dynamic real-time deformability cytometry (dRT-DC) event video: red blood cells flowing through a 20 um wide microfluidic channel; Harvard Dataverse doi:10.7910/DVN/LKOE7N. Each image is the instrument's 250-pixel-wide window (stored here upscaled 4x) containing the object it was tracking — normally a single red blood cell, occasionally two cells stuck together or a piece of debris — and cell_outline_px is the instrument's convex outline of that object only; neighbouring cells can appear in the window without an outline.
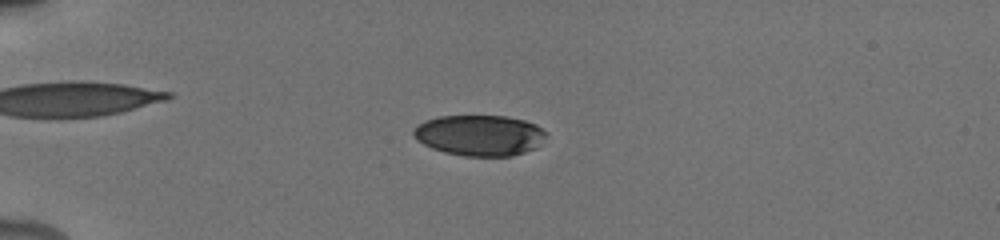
{"species": "human", "species_latin": "Homo sapiens", "temperature_condition": "cold", "stored_images_in_passage": 58, "camera_frame_rate_fps": 3000, "um_per_image_px": 0.085, "donor": {"sex": "male"}, "frame": {"image": 1, "passage_image": 18, "time_ms": 5.0, "image_size_px": [1000, 240], "cell_outline_px": [[544, 136], [536, 148], [512, 156], [464, 156], [444, 152], [432, 148], [416, 140], [412, 136], [412, 128], [416, 124], [424, 120], [440, 116], [508, 116], [524, 120], [536, 124], [544, 132]], "centroid_in_image_um": [40.69, 11.5], "position_along_channel_um": 44.3, "area_um2": 31.62}}
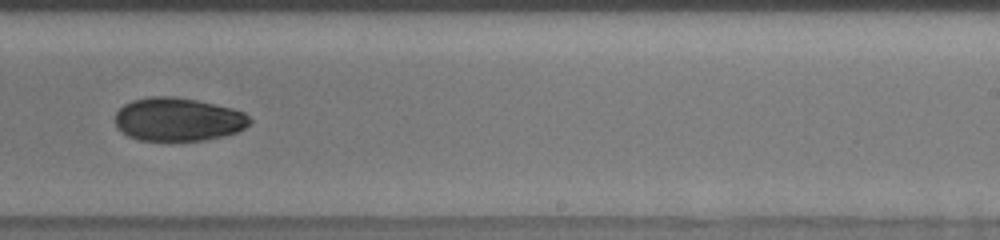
{"frame": {"image": 2, "passage_image": 37, "time_ms": 12.0, "image_size_px": [1000, 240], "cell_outline_px": [[252, 120], [244, 128], [236, 132], [224, 136], [204, 140], [136, 140], [128, 136], [116, 128], [116, 112], [124, 104], [132, 100], [152, 96], [172, 96], [196, 100], [232, 108], [244, 112]], "centroid_in_image_um": [15.12, 10.15], "position_along_channel_um": 273.9, "area_um2": 33.99}}
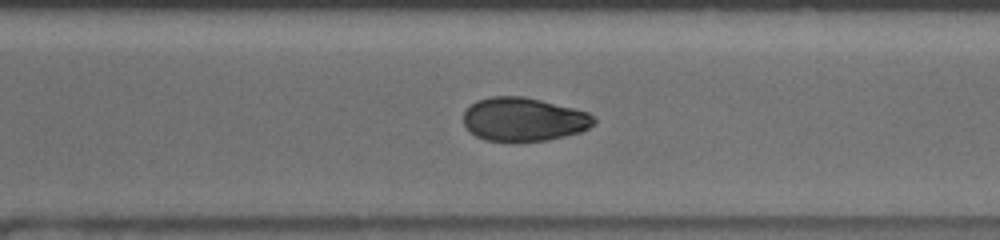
{"frame": {"image": 3, "passage_image": 42, "time_ms": 13.333, "image_size_px": [1000, 240], "cell_outline_px": [[596, 124], [580, 132], [548, 140], [484, 140], [476, 136], [464, 124], [464, 112], [476, 100], [492, 96], [524, 96], [588, 112], [596, 120]], "centroid_in_image_um": [44.52, 10.13], "position_along_channel_um": 326.1, "area_um2": 32.71}, "authors_computed_cell_mechanics": {"area_um2": 32.8593, "velocity_mm_per_s": 3.912, "shape_relaxation_time_tau1_ms": 7.7807, "shape_relaxation_time_tau2_ms": null, "deformation_change_tau1": 0.1425, "deformation_change_tau2": null}}